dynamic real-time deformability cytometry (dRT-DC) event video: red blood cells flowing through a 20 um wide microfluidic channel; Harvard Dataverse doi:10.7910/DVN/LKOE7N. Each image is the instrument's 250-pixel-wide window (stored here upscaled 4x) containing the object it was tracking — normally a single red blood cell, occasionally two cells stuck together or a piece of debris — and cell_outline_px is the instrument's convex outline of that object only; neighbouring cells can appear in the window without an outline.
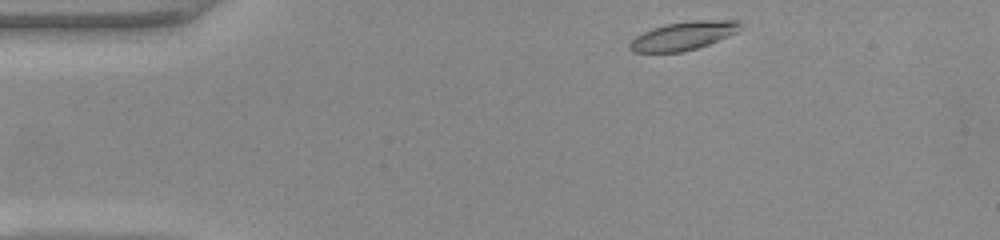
{"species": "common noctule bat (a hibernating species)", "species_latin": "Nyctalus noctula", "temperature_condition": "warm", "stored_images_in_passage": 42, "camera_frame_rate_fps": 3000, "um_per_image_px": 0.085, "animal": {"sex": "female", "body_mass_g": 22.0, "forearm_length_mm": 56.7}, "frame": {"image": 1, "passage_image": 1, "time_ms": 0.0, "image_size_px": [1000, 240], "cell_outline_px": [[740, 24], [736, 32], [728, 36], [708, 44], [684, 52], [632, 52], [628, 48], [628, 44], [636, 36], [652, 28], [664, 24], [692, 20], [736, 20]], "centroid_in_image_um": [58.03, 3.05], "position_along_channel_um": 27.0, "area_um2": 18.15}}
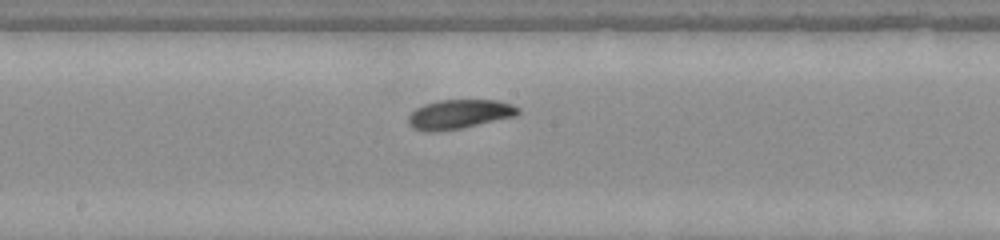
{"frame": {"image": 2, "passage_image": 19, "time_ms": 6.0, "image_size_px": [1000, 240], "cell_outline_px": [[520, 112], [516, 116], [460, 128], [428, 132], [412, 128], [408, 124], [408, 116], [416, 108], [424, 104], [436, 100], [496, 100], [512, 104], [520, 108]], "centroid_in_image_um": [39.03, 9.69], "position_along_channel_um": 209.2, "area_um2": 18.67}}
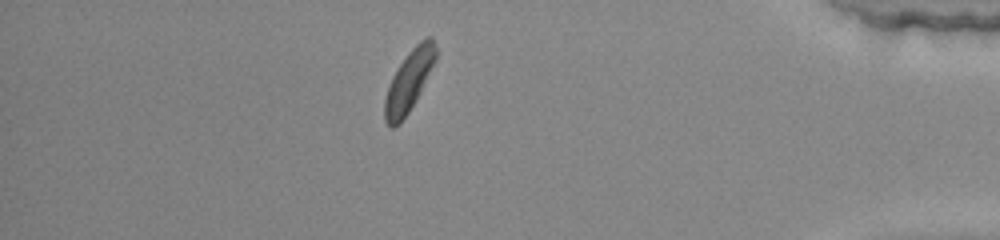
{"frame": {"image": 3, "passage_image": 36, "time_ms": 11.667, "image_size_px": [1000, 240], "cell_outline_px": [[436, 56], [420, 92], [416, 100], [400, 124], [392, 128], [384, 120], [384, 100], [392, 76], [408, 52], [420, 40], [428, 36], [432, 36], [436, 44]], "centroid_in_image_um": [34.74, 6.88], "position_along_channel_um": 400.5, "area_um2": 17.86}, "authors_computed_cell_mechanics": {"area_um2": 18.3804, "velocity_mm_per_s": 4.105, "shape_relaxation_time_tau1_ms": 2.1964, "shape_relaxation_time_tau2_ms": 6.218, "deformation_change_tau1": 0.1045, "deformation_change_tau2": 0.136}}